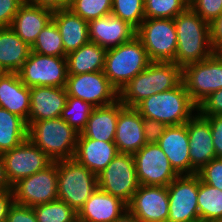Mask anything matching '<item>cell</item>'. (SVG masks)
I'll return each mask as SVG.
<instances>
[{
    "mask_svg": "<svg viewBox=\"0 0 222 222\" xmlns=\"http://www.w3.org/2000/svg\"><path fill=\"white\" fill-rule=\"evenodd\" d=\"M177 50L174 63L180 67L210 57L214 51L210 43V24L189 6L174 18Z\"/></svg>",
    "mask_w": 222,
    "mask_h": 222,
    "instance_id": "cell-1",
    "label": "cell"
},
{
    "mask_svg": "<svg viewBox=\"0 0 222 222\" xmlns=\"http://www.w3.org/2000/svg\"><path fill=\"white\" fill-rule=\"evenodd\" d=\"M182 83V67L174 62L152 61L119 91L126 107H135L143 99L175 88Z\"/></svg>",
    "mask_w": 222,
    "mask_h": 222,
    "instance_id": "cell-2",
    "label": "cell"
},
{
    "mask_svg": "<svg viewBox=\"0 0 222 222\" xmlns=\"http://www.w3.org/2000/svg\"><path fill=\"white\" fill-rule=\"evenodd\" d=\"M134 108L142 117L164 122L167 126L184 124L197 112L183 83L143 99Z\"/></svg>",
    "mask_w": 222,
    "mask_h": 222,
    "instance_id": "cell-3",
    "label": "cell"
},
{
    "mask_svg": "<svg viewBox=\"0 0 222 222\" xmlns=\"http://www.w3.org/2000/svg\"><path fill=\"white\" fill-rule=\"evenodd\" d=\"M79 132L61 117L34 121L28 127V139L52 161L73 159Z\"/></svg>",
    "mask_w": 222,
    "mask_h": 222,
    "instance_id": "cell-4",
    "label": "cell"
},
{
    "mask_svg": "<svg viewBox=\"0 0 222 222\" xmlns=\"http://www.w3.org/2000/svg\"><path fill=\"white\" fill-rule=\"evenodd\" d=\"M151 62L141 40L134 36L128 42L107 49L103 72L119 92Z\"/></svg>",
    "mask_w": 222,
    "mask_h": 222,
    "instance_id": "cell-5",
    "label": "cell"
},
{
    "mask_svg": "<svg viewBox=\"0 0 222 222\" xmlns=\"http://www.w3.org/2000/svg\"><path fill=\"white\" fill-rule=\"evenodd\" d=\"M58 170V199L77 213L98 189L97 176L73 159L56 160Z\"/></svg>",
    "mask_w": 222,
    "mask_h": 222,
    "instance_id": "cell-6",
    "label": "cell"
},
{
    "mask_svg": "<svg viewBox=\"0 0 222 222\" xmlns=\"http://www.w3.org/2000/svg\"><path fill=\"white\" fill-rule=\"evenodd\" d=\"M182 83L196 106L222 89V52L182 67Z\"/></svg>",
    "mask_w": 222,
    "mask_h": 222,
    "instance_id": "cell-7",
    "label": "cell"
},
{
    "mask_svg": "<svg viewBox=\"0 0 222 222\" xmlns=\"http://www.w3.org/2000/svg\"><path fill=\"white\" fill-rule=\"evenodd\" d=\"M151 61L173 62L177 50L174 19L145 18L136 30Z\"/></svg>",
    "mask_w": 222,
    "mask_h": 222,
    "instance_id": "cell-8",
    "label": "cell"
},
{
    "mask_svg": "<svg viewBox=\"0 0 222 222\" xmlns=\"http://www.w3.org/2000/svg\"><path fill=\"white\" fill-rule=\"evenodd\" d=\"M98 188L124 201L132 200L140 184L137 179L134 158L129 153H119L108 166L97 175Z\"/></svg>",
    "mask_w": 222,
    "mask_h": 222,
    "instance_id": "cell-9",
    "label": "cell"
},
{
    "mask_svg": "<svg viewBox=\"0 0 222 222\" xmlns=\"http://www.w3.org/2000/svg\"><path fill=\"white\" fill-rule=\"evenodd\" d=\"M29 88L34 86L65 87L68 78L66 57L42 55L31 51L17 72Z\"/></svg>",
    "mask_w": 222,
    "mask_h": 222,
    "instance_id": "cell-10",
    "label": "cell"
},
{
    "mask_svg": "<svg viewBox=\"0 0 222 222\" xmlns=\"http://www.w3.org/2000/svg\"><path fill=\"white\" fill-rule=\"evenodd\" d=\"M58 170L53 161L45 169L12 185L15 203L34 207L58 199Z\"/></svg>",
    "mask_w": 222,
    "mask_h": 222,
    "instance_id": "cell-11",
    "label": "cell"
},
{
    "mask_svg": "<svg viewBox=\"0 0 222 222\" xmlns=\"http://www.w3.org/2000/svg\"><path fill=\"white\" fill-rule=\"evenodd\" d=\"M65 89L68 96L80 98L94 108L112 104L119 99L118 90L103 71L68 74Z\"/></svg>",
    "mask_w": 222,
    "mask_h": 222,
    "instance_id": "cell-12",
    "label": "cell"
},
{
    "mask_svg": "<svg viewBox=\"0 0 222 222\" xmlns=\"http://www.w3.org/2000/svg\"><path fill=\"white\" fill-rule=\"evenodd\" d=\"M132 155L140 185L167 187L179 176L157 143H147Z\"/></svg>",
    "mask_w": 222,
    "mask_h": 222,
    "instance_id": "cell-13",
    "label": "cell"
},
{
    "mask_svg": "<svg viewBox=\"0 0 222 222\" xmlns=\"http://www.w3.org/2000/svg\"><path fill=\"white\" fill-rule=\"evenodd\" d=\"M198 188L197 174L180 175L167 186L169 197L167 222H200Z\"/></svg>",
    "mask_w": 222,
    "mask_h": 222,
    "instance_id": "cell-14",
    "label": "cell"
},
{
    "mask_svg": "<svg viewBox=\"0 0 222 222\" xmlns=\"http://www.w3.org/2000/svg\"><path fill=\"white\" fill-rule=\"evenodd\" d=\"M2 156L6 177L11 186L20 179L45 169L53 162L28 138L19 146L3 153Z\"/></svg>",
    "mask_w": 222,
    "mask_h": 222,
    "instance_id": "cell-15",
    "label": "cell"
},
{
    "mask_svg": "<svg viewBox=\"0 0 222 222\" xmlns=\"http://www.w3.org/2000/svg\"><path fill=\"white\" fill-rule=\"evenodd\" d=\"M127 206L140 222H167L169 215L167 187L140 185Z\"/></svg>",
    "mask_w": 222,
    "mask_h": 222,
    "instance_id": "cell-16",
    "label": "cell"
},
{
    "mask_svg": "<svg viewBox=\"0 0 222 222\" xmlns=\"http://www.w3.org/2000/svg\"><path fill=\"white\" fill-rule=\"evenodd\" d=\"M192 175L216 158L209 121L198 112L187 121Z\"/></svg>",
    "mask_w": 222,
    "mask_h": 222,
    "instance_id": "cell-17",
    "label": "cell"
},
{
    "mask_svg": "<svg viewBox=\"0 0 222 222\" xmlns=\"http://www.w3.org/2000/svg\"><path fill=\"white\" fill-rule=\"evenodd\" d=\"M157 144L179 176L192 175L187 122L180 125L167 126Z\"/></svg>",
    "mask_w": 222,
    "mask_h": 222,
    "instance_id": "cell-18",
    "label": "cell"
},
{
    "mask_svg": "<svg viewBox=\"0 0 222 222\" xmlns=\"http://www.w3.org/2000/svg\"><path fill=\"white\" fill-rule=\"evenodd\" d=\"M67 97L65 87H31L28 127L34 121L59 118L66 106Z\"/></svg>",
    "mask_w": 222,
    "mask_h": 222,
    "instance_id": "cell-19",
    "label": "cell"
},
{
    "mask_svg": "<svg viewBox=\"0 0 222 222\" xmlns=\"http://www.w3.org/2000/svg\"><path fill=\"white\" fill-rule=\"evenodd\" d=\"M89 40L110 49L130 41L136 30L112 13L88 22Z\"/></svg>",
    "mask_w": 222,
    "mask_h": 222,
    "instance_id": "cell-20",
    "label": "cell"
},
{
    "mask_svg": "<svg viewBox=\"0 0 222 222\" xmlns=\"http://www.w3.org/2000/svg\"><path fill=\"white\" fill-rule=\"evenodd\" d=\"M114 143L119 153L134 154L146 143L143 117L134 107H124L118 115Z\"/></svg>",
    "mask_w": 222,
    "mask_h": 222,
    "instance_id": "cell-21",
    "label": "cell"
},
{
    "mask_svg": "<svg viewBox=\"0 0 222 222\" xmlns=\"http://www.w3.org/2000/svg\"><path fill=\"white\" fill-rule=\"evenodd\" d=\"M128 209L121 199L97 189L77 213L80 222H114Z\"/></svg>",
    "mask_w": 222,
    "mask_h": 222,
    "instance_id": "cell-22",
    "label": "cell"
},
{
    "mask_svg": "<svg viewBox=\"0 0 222 222\" xmlns=\"http://www.w3.org/2000/svg\"><path fill=\"white\" fill-rule=\"evenodd\" d=\"M125 107L118 99L112 104L93 108L78 138L114 142L119 112Z\"/></svg>",
    "mask_w": 222,
    "mask_h": 222,
    "instance_id": "cell-23",
    "label": "cell"
},
{
    "mask_svg": "<svg viewBox=\"0 0 222 222\" xmlns=\"http://www.w3.org/2000/svg\"><path fill=\"white\" fill-rule=\"evenodd\" d=\"M53 11L24 2L14 16L11 28L30 47L41 30L52 20Z\"/></svg>",
    "mask_w": 222,
    "mask_h": 222,
    "instance_id": "cell-24",
    "label": "cell"
},
{
    "mask_svg": "<svg viewBox=\"0 0 222 222\" xmlns=\"http://www.w3.org/2000/svg\"><path fill=\"white\" fill-rule=\"evenodd\" d=\"M117 154L119 152L114 142L78 138L74 159L97 176Z\"/></svg>",
    "mask_w": 222,
    "mask_h": 222,
    "instance_id": "cell-25",
    "label": "cell"
},
{
    "mask_svg": "<svg viewBox=\"0 0 222 222\" xmlns=\"http://www.w3.org/2000/svg\"><path fill=\"white\" fill-rule=\"evenodd\" d=\"M0 108L23 118L28 126L30 88L21 81L17 72L0 77Z\"/></svg>",
    "mask_w": 222,
    "mask_h": 222,
    "instance_id": "cell-26",
    "label": "cell"
},
{
    "mask_svg": "<svg viewBox=\"0 0 222 222\" xmlns=\"http://www.w3.org/2000/svg\"><path fill=\"white\" fill-rule=\"evenodd\" d=\"M52 20L57 25L66 54L88 43V22L69 8L53 12Z\"/></svg>",
    "mask_w": 222,
    "mask_h": 222,
    "instance_id": "cell-27",
    "label": "cell"
},
{
    "mask_svg": "<svg viewBox=\"0 0 222 222\" xmlns=\"http://www.w3.org/2000/svg\"><path fill=\"white\" fill-rule=\"evenodd\" d=\"M30 52L31 47L11 27L0 28V63L8 72H18Z\"/></svg>",
    "mask_w": 222,
    "mask_h": 222,
    "instance_id": "cell-28",
    "label": "cell"
},
{
    "mask_svg": "<svg viewBox=\"0 0 222 222\" xmlns=\"http://www.w3.org/2000/svg\"><path fill=\"white\" fill-rule=\"evenodd\" d=\"M107 49L89 41L66 55L68 74H84L104 70Z\"/></svg>",
    "mask_w": 222,
    "mask_h": 222,
    "instance_id": "cell-29",
    "label": "cell"
},
{
    "mask_svg": "<svg viewBox=\"0 0 222 222\" xmlns=\"http://www.w3.org/2000/svg\"><path fill=\"white\" fill-rule=\"evenodd\" d=\"M27 138L26 121L7 109L0 108V154L19 146Z\"/></svg>",
    "mask_w": 222,
    "mask_h": 222,
    "instance_id": "cell-30",
    "label": "cell"
},
{
    "mask_svg": "<svg viewBox=\"0 0 222 222\" xmlns=\"http://www.w3.org/2000/svg\"><path fill=\"white\" fill-rule=\"evenodd\" d=\"M197 204L200 222L222 221V191L204 183L200 177Z\"/></svg>",
    "mask_w": 222,
    "mask_h": 222,
    "instance_id": "cell-31",
    "label": "cell"
},
{
    "mask_svg": "<svg viewBox=\"0 0 222 222\" xmlns=\"http://www.w3.org/2000/svg\"><path fill=\"white\" fill-rule=\"evenodd\" d=\"M31 51L42 55L66 57L59 29L53 20L38 34Z\"/></svg>",
    "mask_w": 222,
    "mask_h": 222,
    "instance_id": "cell-32",
    "label": "cell"
},
{
    "mask_svg": "<svg viewBox=\"0 0 222 222\" xmlns=\"http://www.w3.org/2000/svg\"><path fill=\"white\" fill-rule=\"evenodd\" d=\"M37 222H76L77 212L66 202L56 199L32 207Z\"/></svg>",
    "mask_w": 222,
    "mask_h": 222,
    "instance_id": "cell-33",
    "label": "cell"
},
{
    "mask_svg": "<svg viewBox=\"0 0 222 222\" xmlns=\"http://www.w3.org/2000/svg\"><path fill=\"white\" fill-rule=\"evenodd\" d=\"M93 108L92 105L80 98L68 96L66 106L62 110L60 117L77 132L81 133L88 122Z\"/></svg>",
    "mask_w": 222,
    "mask_h": 222,
    "instance_id": "cell-34",
    "label": "cell"
},
{
    "mask_svg": "<svg viewBox=\"0 0 222 222\" xmlns=\"http://www.w3.org/2000/svg\"><path fill=\"white\" fill-rule=\"evenodd\" d=\"M111 13L137 30L145 19L144 0H112Z\"/></svg>",
    "mask_w": 222,
    "mask_h": 222,
    "instance_id": "cell-35",
    "label": "cell"
},
{
    "mask_svg": "<svg viewBox=\"0 0 222 222\" xmlns=\"http://www.w3.org/2000/svg\"><path fill=\"white\" fill-rule=\"evenodd\" d=\"M189 6V0H144L145 18L174 19Z\"/></svg>",
    "mask_w": 222,
    "mask_h": 222,
    "instance_id": "cell-36",
    "label": "cell"
},
{
    "mask_svg": "<svg viewBox=\"0 0 222 222\" xmlns=\"http://www.w3.org/2000/svg\"><path fill=\"white\" fill-rule=\"evenodd\" d=\"M68 8L89 22L111 14L112 0H71Z\"/></svg>",
    "mask_w": 222,
    "mask_h": 222,
    "instance_id": "cell-37",
    "label": "cell"
},
{
    "mask_svg": "<svg viewBox=\"0 0 222 222\" xmlns=\"http://www.w3.org/2000/svg\"><path fill=\"white\" fill-rule=\"evenodd\" d=\"M189 7L211 24L222 13V0H189Z\"/></svg>",
    "mask_w": 222,
    "mask_h": 222,
    "instance_id": "cell-38",
    "label": "cell"
},
{
    "mask_svg": "<svg viewBox=\"0 0 222 222\" xmlns=\"http://www.w3.org/2000/svg\"><path fill=\"white\" fill-rule=\"evenodd\" d=\"M197 175L204 183L222 191V158L212 159Z\"/></svg>",
    "mask_w": 222,
    "mask_h": 222,
    "instance_id": "cell-39",
    "label": "cell"
},
{
    "mask_svg": "<svg viewBox=\"0 0 222 222\" xmlns=\"http://www.w3.org/2000/svg\"><path fill=\"white\" fill-rule=\"evenodd\" d=\"M197 112L201 116H222V89L213 92L198 106Z\"/></svg>",
    "mask_w": 222,
    "mask_h": 222,
    "instance_id": "cell-40",
    "label": "cell"
},
{
    "mask_svg": "<svg viewBox=\"0 0 222 222\" xmlns=\"http://www.w3.org/2000/svg\"><path fill=\"white\" fill-rule=\"evenodd\" d=\"M25 0H0V28L11 27L14 16Z\"/></svg>",
    "mask_w": 222,
    "mask_h": 222,
    "instance_id": "cell-41",
    "label": "cell"
},
{
    "mask_svg": "<svg viewBox=\"0 0 222 222\" xmlns=\"http://www.w3.org/2000/svg\"><path fill=\"white\" fill-rule=\"evenodd\" d=\"M6 222H37V219L32 207L14 202L9 210Z\"/></svg>",
    "mask_w": 222,
    "mask_h": 222,
    "instance_id": "cell-42",
    "label": "cell"
},
{
    "mask_svg": "<svg viewBox=\"0 0 222 222\" xmlns=\"http://www.w3.org/2000/svg\"><path fill=\"white\" fill-rule=\"evenodd\" d=\"M167 125L154 119L143 117V129L146 143H157L164 134Z\"/></svg>",
    "mask_w": 222,
    "mask_h": 222,
    "instance_id": "cell-43",
    "label": "cell"
},
{
    "mask_svg": "<svg viewBox=\"0 0 222 222\" xmlns=\"http://www.w3.org/2000/svg\"><path fill=\"white\" fill-rule=\"evenodd\" d=\"M210 124L216 158H222V116H204Z\"/></svg>",
    "mask_w": 222,
    "mask_h": 222,
    "instance_id": "cell-44",
    "label": "cell"
},
{
    "mask_svg": "<svg viewBox=\"0 0 222 222\" xmlns=\"http://www.w3.org/2000/svg\"><path fill=\"white\" fill-rule=\"evenodd\" d=\"M210 43L214 52H222V13L210 24Z\"/></svg>",
    "mask_w": 222,
    "mask_h": 222,
    "instance_id": "cell-45",
    "label": "cell"
},
{
    "mask_svg": "<svg viewBox=\"0 0 222 222\" xmlns=\"http://www.w3.org/2000/svg\"><path fill=\"white\" fill-rule=\"evenodd\" d=\"M14 202L12 190L0 192V222H6L9 210Z\"/></svg>",
    "mask_w": 222,
    "mask_h": 222,
    "instance_id": "cell-46",
    "label": "cell"
},
{
    "mask_svg": "<svg viewBox=\"0 0 222 222\" xmlns=\"http://www.w3.org/2000/svg\"><path fill=\"white\" fill-rule=\"evenodd\" d=\"M26 2L40 6L51 11L66 9L69 7L71 0H25Z\"/></svg>",
    "mask_w": 222,
    "mask_h": 222,
    "instance_id": "cell-47",
    "label": "cell"
},
{
    "mask_svg": "<svg viewBox=\"0 0 222 222\" xmlns=\"http://www.w3.org/2000/svg\"><path fill=\"white\" fill-rule=\"evenodd\" d=\"M11 187L6 177L3 156L0 154V192L11 190Z\"/></svg>",
    "mask_w": 222,
    "mask_h": 222,
    "instance_id": "cell-48",
    "label": "cell"
},
{
    "mask_svg": "<svg viewBox=\"0 0 222 222\" xmlns=\"http://www.w3.org/2000/svg\"><path fill=\"white\" fill-rule=\"evenodd\" d=\"M114 222H140V220L127 209Z\"/></svg>",
    "mask_w": 222,
    "mask_h": 222,
    "instance_id": "cell-49",
    "label": "cell"
},
{
    "mask_svg": "<svg viewBox=\"0 0 222 222\" xmlns=\"http://www.w3.org/2000/svg\"><path fill=\"white\" fill-rule=\"evenodd\" d=\"M8 71L5 69V67L0 63V77L6 75Z\"/></svg>",
    "mask_w": 222,
    "mask_h": 222,
    "instance_id": "cell-50",
    "label": "cell"
}]
</instances>
